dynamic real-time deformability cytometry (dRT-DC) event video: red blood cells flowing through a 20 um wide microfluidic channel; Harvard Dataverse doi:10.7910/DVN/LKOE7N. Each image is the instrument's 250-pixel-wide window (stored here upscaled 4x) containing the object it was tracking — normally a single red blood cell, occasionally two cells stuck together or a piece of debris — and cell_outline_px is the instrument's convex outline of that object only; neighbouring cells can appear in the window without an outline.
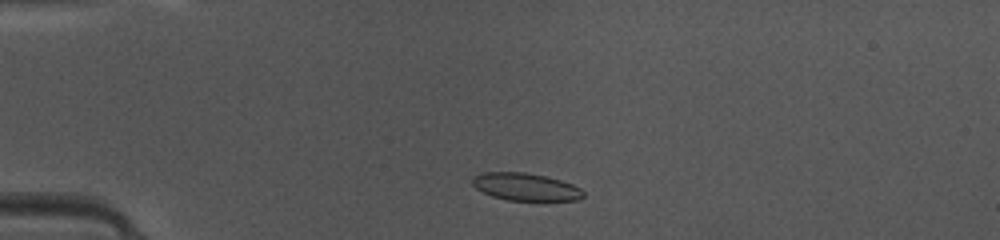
{"species": "common noctule bat (a hibernating species)", "species_latin": "Nyctalus noctula", "temperature_condition": "warm", "stored_images_in_passage": 41, "camera_frame_rate_fps": 3000, "um_per_image_px": 0.085, "animal": {"sex": "female", "body_mass_g": 10.0, "forearm_length_mm": 53.1}, "frame": {"image": 1, "passage_image": 5, "time_ms": 1.333, "image_size_px": [1000, 240], "cell_outline_px": [[584, 196], [580, 200], [508, 200], [492, 196], [476, 188], [472, 184], [472, 176], [484, 172], [524, 172], [544, 176], [560, 180], [572, 184], [580, 188], [584, 192]], "centroid_in_image_um": [44.67, 15.88], "position_along_channel_um": 40.3, "area_um2": 17.69}}
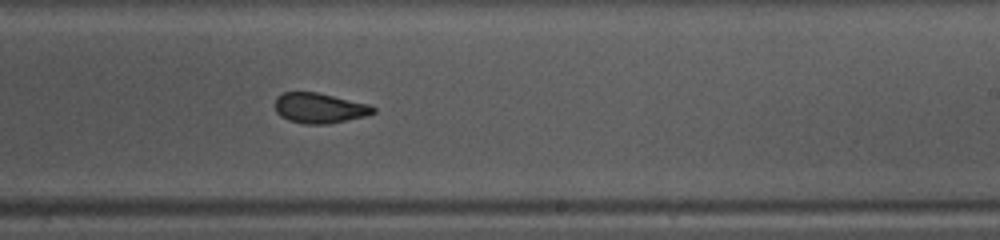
{"frame": {"image": 2, "passage_image": 23, "time_ms": 7.333, "image_size_px": [1000, 240], "cell_outline_px": [[376, 112], [364, 116], [328, 124], [304, 124], [288, 120], [280, 116], [276, 112], [276, 96], [284, 92], [316, 92], [368, 104], [376, 108]], "centroid_in_image_um": [27.13, 9.19], "position_along_channel_um": 261.9, "area_um2": 17.17}}
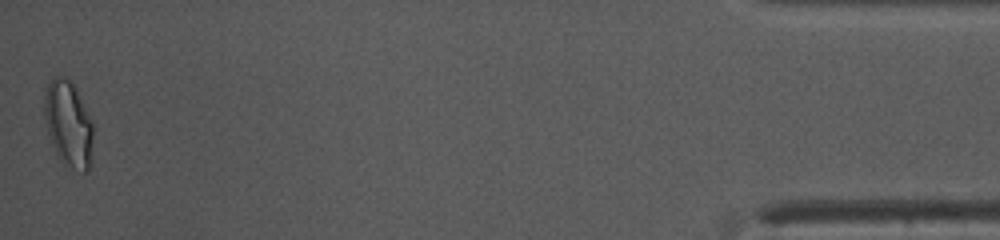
{"frame": {"image": 3, "passage_image": 41, "time_ms": 13.333, "image_size_px": [1000, 240], "cell_outline_px": [[92, 164], [88, 172], [84, 172], [64, 164], [56, 152], [52, 144], [48, 132], [44, 116], [44, 96], [48, 84], [52, 76], [64, 76], [76, 88], [92, 120]], "centroid_in_image_um": [5.83, 10.53], "position_along_channel_um": 429.4, "area_um2": 24.45}, "authors_computed_cell_mechanics": {"area_um2": 18.3226, "velocity_mm_per_s": 4.185, "shape_relaxation_time_tau1_ms": 3.9322, "shape_relaxation_time_tau2_ms": 1.6801, "deformation_change_tau1": 0.1495, "deformation_change_tau2": 0.0472}}